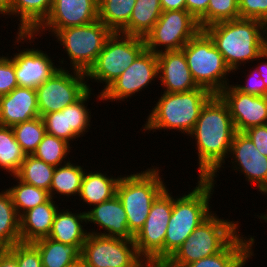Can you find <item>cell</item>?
I'll list each match as a JSON object with an SVG mask.
<instances>
[{
    "label": "cell",
    "mask_w": 267,
    "mask_h": 267,
    "mask_svg": "<svg viewBox=\"0 0 267 267\" xmlns=\"http://www.w3.org/2000/svg\"><path fill=\"white\" fill-rule=\"evenodd\" d=\"M167 187L152 202L143 227L134 236L138 255L146 263H164V238L173 210Z\"/></svg>",
    "instance_id": "obj_10"
},
{
    "label": "cell",
    "mask_w": 267,
    "mask_h": 267,
    "mask_svg": "<svg viewBox=\"0 0 267 267\" xmlns=\"http://www.w3.org/2000/svg\"><path fill=\"white\" fill-rule=\"evenodd\" d=\"M84 221L87 223L86 211L74 214L67 209L62 212L58 210L48 238L66 245H75L81 251L89 234L81 224Z\"/></svg>",
    "instance_id": "obj_25"
},
{
    "label": "cell",
    "mask_w": 267,
    "mask_h": 267,
    "mask_svg": "<svg viewBox=\"0 0 267 267\" xmlns=\"http://www.w3.org/2000/svg\"><path fill=\"white\" fill-rule=\"evenodd\" d=\"M203 30L232 72L245 61L265 59L267 25L258 19L238 18L212 24Z\"/></svg>",
    "instance_id": "obj_2"
},
{
    "label": "cell",
    "mask_w": 267,
    "mask_h": 267,
    "mask_svg": "<svg viewBox=\"0 0 267 267\" xmlns=\"http://www.w3.org/2000/svg\"><path fill=\"white\" fill-rule=\"evenodd\" d=\"M236 133L227 105L213 95L202 107L199 118L189 136L195 137L198 150L199 178L214 180Z\"/></svg>",
    "instance_id": "obj_1"
},
{
    "label": "cell",
    "mask_w": 267,
    "mask_h": 267,
    "mask_svg": "<svg viewBox=\"0 0 267 267\" xmlns=\"http://www.w3.org/2000/svg\"><path fill=\"white\" fill-rule=\"evenodd\" d=\"M143 267H167L164 263H146Z\"/></svg>",
    "instance_id": "obj_49"
},
{
    "label": "cell",
    "mask_w": 267,
    "mask_h": 267,
    "mask_svg": "<svg viewBox=\"0 0 267 267\" xmlns=\"http://www.w3.org/2000/svg\"><path fill=\"white\" fill-rule=\"evenodd\" d=\"M69 149H71L69 142L46 133L32 155L43 160L46 164L57 167L60 166L62 162H68L63 159L69 154Z\"/></svg>",
    "instance_id": "obj_37"
},
{
    "label": "cell",
    "mask_w": 267,
    "mask_h": 267,
    "mask_svg": "<svg viewBox=\"0 0 267 267\" xmlns=\"http://www.w3.org/2000/svg\"><path fill=\"white\" fill-rule=\"evenodd\" d=\"M264 193L267 194V188L263 191L262 194H264ZM260 218H262L266 222L267 221V214L260 216Z\"/></svg>",
    "instance_id": "obj_52"
},
{
    "label": "cell",
    "mask_w": 267,
    "mask_h": 267,
    "mask_svg": "<svg viewBox=\"0 0 267 267\" xmlns=\"http://www.w3.org/2000/svg\"><path fill=\"white\" fill-rule=\"evenodd\" d=\"M98 2L99 0H53L50 14L45 21L33 33L18 32L17 43L19 40L23 42L35 39V34H41L47 29L54 35L60 29L83 26L98 20Z\"/></svg>",
    "instance_id": "obj_14"
},
{
    "label": "cell",
    "mask_w": 267,
    "mask_h": 267,
    "mask_svg": "<svg viewBox=\"0 0 267 267\" xmlns=\"http://www.w3.org/2000/svg\"><path fill=\"white\" fill-rule=\"evenodd\" d=\"M120 177H107L101 172L85 173L81 181L79 196L90 206L98 205L104 201L112 199L116 195V189Z\"/></svg>",
    "instance_id": "obj_26"
},
{
    "label": "cell",
    "mask_w": 267,
    "mask_h": 267,
    "mask_svg": "<svg viewBox=\"0 0 267 267\" xmlns=\"http://www.w3.org/2000/svg\"><path fill=\"white\" fill-rule=\"evenodd\" d=\"M162 11L186 10V0H160Z\"/></svg>",
    "instance_id": "obj_45"
},
{
    "label": "cell",
    "mask_w": 267,
    "mask_h": 267,
    "mask_svg": "<svg viewBox=\"0 0 267 267\" xmlns=\"http://www.w3.org/2000/svg\"><path fill=\"white\" fill-rule=\"evenodd\" d=\"M0 267H19L15 255L8 248L0 254Z\"/></svg>",
    "instance_id": "obj_46"
},
{
    "label": "cell",
    "mask_w": 267,
    "mask_h": 267,
    "mask_svg": "<svg viewBox=\"0 0 267 267\" xmlns=\"http://www.w3.org/2000/svg\"><path fill=\"white\" fill-rule=\"evenodd\" d=\"M84 172L83 167L71 164L70 161L63 166L55 167L49 191L50 197L53 199V194L55 195L56 192L60 195L77 194L79 196Z\"/></svg>",
    "instance_id": "obj_31"
},
{
    "label": "cell",
    "mask_w": 267,
    "mask_h": 267,
    "mask_svg": "<svg viewBox=\"0 0 267 267\" xmlns=\"http://www.w3.org/2000/svg\"><path fill=\"white\" fill-rule=\"evenodd\" d=\"M8 247L0 240V254H2Z\"/></svg>",
    "instance_id": "obj_51"
},
{
    "label": "cell",
    "mask_w": 267,
    "mask_h": 267,
    "mask_svg": "<svg viewBox=\"0 0 267 267\" xmlns=\"http://www.w3.org/2000/svg\"><path fill=\"white\" fill-rule=\"evenodd\" d=\"M18 87L15 64L12 58L0 56V97Z\"/></svg>",
    "instance_id": "obj_40"
},
{
    "label": "cell",
    "mask_w": 267,
    "mask_h": 267,
    "mask_svg": "<svg viewBox=\"0 0 267 267\" xmlns=\"http://www.w3.org/2000/svg\"><path fill=\"white\" fill-rule=\"evenodd\" d=\"M240 18L238 0H210L207 12L198 20V24L204 28L223 21Z\"/></svg>",
    "instance_id": "obj_38"
},
{
    "label": "cell",
    "mask_w": 267,
    "mask_h": 267,
    "mask_svg": "<svg viewBox=\"0 0 267 267\" xmlns=\"http://www.w3.org/2000/svg\"><path fill=\"white\" fill-rule=\"evenodd\" d=\"M158 168L121 177L116 195L127 215L128 230L135 236L146 221L152 202L166 188Z\"/></svg>",
    "instance_id": "obj_6"
},
{
    "label": "cell",
    "mask_w": 267,
    "mask_h": 267,
    "mask_svg": "<svg viewBox=\"0 0 267 267\" xmlns=\"http://www.w3.org/2000/svg\"><path fill=\"white\" fill-rule=\"evenodd\" d=\"M55 167L34 155H26L16 176L23 182L50 191Z\"/></svg>",
    "instance_id": "obj_33"
},
{
    "label": "cell",
    "mask_w": 267,
    "mask_h": 267,
    "mask_svg": "<svg viewBox=\"0 0 267 267\" xmlns=\"http://www.w3.org/2000/svg\"><path fill=\"white\" fill-rule=\"evenodd\" d=\"M240 18L258 19L267 25V0H238Z\"/></svg>",
    "instance_id": "obj_41"
},
{
    "label": "cell",
    "mask_w": 267,
    "mask_h": 267,
    "mask_svg": "<svg viewBox=\"0 0 267 267\" xmlns=\"http://www.w3.org/2000/svg\"><path fill=\"white\" fill-rule=\"evenodd\" d=\"M39 117L36 89L16 87L0 97V125L12 127Z\"/></svg>",
    "instance_id": "obj_21"
},
{
    "label": "cell",
    "mask_w": 267,
    "mask_h": 267,
    "mask_svg": "<svg viewBox=\"0 0 267 267\" xmlns=\"http://www.w3.org/2000/svg\"><path fill=\"white\" fill-rule=\"evenodd\" d=\"M200 30L198 20L187 10L163 11L144 37L145 47L155 54L162 51H179ZM161 45L165 50H158Z\"/></svg>",
    "instance_id": "obj_12"
},
{
    "label": "cell",
    "mask_w": 267,
    "mask_h": 267,
    "mask_svg": "<svg viewBox=\"0 0 267 267\" xmlns=\"http://www.w3.org/2000/svg\"><path fill=\"white\" fill-rule=\"evenodd\" d=\"M162 12L160 0H136L128 24L119 33L144 38Z\"/></svg>",
    "instance_id": "obj_28"
},
{
    "label": "cell",
    "mask_w": 267,
    "mask_h": 267,
    "mask_svg": "<svg viewBox=\"0 0 267 267\" xmlns=\"http://www.w3.org/2000/svg\"><path fill=\"white\" fill-rule=\"evenodd\" d=\"M210 0H186V10L197 20L206 12Z\"/></svg>",
    "instance_id": "obj_44"
},
{
    "label": "cell",
    "mask_w": 267,
    "mask_h": 267,
    "mask_svg": "<svg viewBox=\"0 0 267 267\" xmlns=\"http://www.w3.org/2000/svg\"><path fill=\"white\" fill-rule=\"evenodd\" d=\"M214 215L196 227L164 263L167 267H181L221 252L238 235V223Z\"/></svg>",
    "instance_id": "obj_5"
},
{
    "label": "cell",
    "mask_w": 267,
    "mask_h": 267,
    "mask_svg": "<svg viewBox=\"0 0 267 267\" xmlns=\"http://www.w3.org/2000/svg\"><path fill=\"white\" fill-rule=\"evenodd\" d=\"M52 198L26 211L20 217V237L22 243L48 237L56 212L59 210Z\"/></svg>",
    "instance_id": "obj_23"
},
{
    "label": "cell",
    "mask_w": 267,
    "mask_h": 267,
    "mask_svg": "<svg viewBox=\"0 0 267 267\" xmlns=\"http://www.w3.org/2000/svg\"><path fill=\"white\" fill-rule=\"evenodd\" d=\"M91 88L75 103L66 106L63 110L43 115L46 133L61 138L67 142L83 136L90 127L89 112L85 104L90 98ZM84 132V133H83Z\"/></svg>",
    "instance_id": "obj_17"
},
{
    "label": "cell",
    "mask_w": 267,
    "mask_h": 267,
    "mask_svg": "<svg viewBox=\"0 0 267 267\" xmlns=\"http://www.w3.org/2000/svg\"><path fill=\"white\" fill-rule=\"evenodd\" d=\"M26 154L16 141L12 127L0 125V168L15 176Z\"/></svg>",
    "instance_id": "obj_34"
},
{
    "label": "cell",
    "mask_w": 267,
    "mask_h": 267,
    "mask_svg": "<svg viewBox=\"0 0 267 267\" xmlns=\"http://www.w3.org/2000/svg\"><path fill=\"white\" fill-rule=\"evenodd\" d=\"M244 133L252 140L257 150L267 157V124L251 127Z\"/></svg>",
    "instance_id": "obj_43"
},
{
    "label": "cell",
    "mask_w": 267,
    "mask_h": 267,
    "mask_svg": "<svg viewBox=\"0 0 267 267\" xmlns=\"http://www.w3.org/2000/svg\"><path fill=\"white\" fill-rule=\"evenodd\" d=\"M136 0H99L98 20L112 32H120L129 22Z\"/></svg>",
    "instance_id": "obj_30"
},
{
    "label": "cell",
    "mask_w": 267,
    "mask_h": 267,
    "mask_svg": "<svg viewBox=\"0 0 267 267\" xmlns=\"http://www.w3.org/2000/svg\"><path fill=\"white\" fill-rule=\"evenodd\" d=\"M86 73L60 67L49 79L36 88L39 116L63 110L75 103L88 90Z\"/></svg>",
    "instance_id": "obj_13"
},
{
    "label": "cell",
    "mask_w": 267,
    "mask_h": 267,
    "mask_svg": "<svg viewBox=\"0 0 267 267\" xmlns=\"http://www.w3.org/2000/svg\"><path fill=\"white\" fill-rule=\"evenodd\" d=\"M214 181L199 178L198 185L187 195L173 198V210L164 238V263L186 241L188 236L211 214L209 209Z\"/></svg>",
    "instance_id": "obj_3"
},
{
    "label": "cell",
    "mask_w": 267,
    "mask_h": 267,
    "mask_svg": "<svg viewBox=\"0 0 267 267\" xmlns=\"http://www.w3.org/2000/svg\"><path fill=\"white\" fill-rule=\"evenodd\" d=\"M158 79L157 54L145 49L135 61L115 79L101 94L99 100L127 99L146 88L154 78Z\"/></svg>",
    "instance_id": "obj_15"
},
{
    "label": "cell",
    "mask_w": 267,
    "mask_h": 267,
    "mask_svg": "<svg viewBox=\"0 0 267 267\" xmlns=\"http://www.w3.org/2000/svg\"><path fill=\"white\" fill-rule=\"evenodd\" d=\"M32 244L39 250L43 267H68L81 259V251L75 245H66L48 237Z\"/></svg>",
    "instance_id": "obj_29"
},
{
    "label": "cell",
    "mask_w": 267,
    "mask_h": 267,
    "mask_svg": "<svg viewBox=\"0 0 267 267\" xmlns=\"http://www.w3.org/2000/svg\"><path fill=\"white\" fill-rule=\"evenodd\" d=\"M113 32L100 20L58 30L54 36L63 45L73 70L87 73Z\"/></svg>",
    "instance_id": "obj_9"
},
{
    "label": "cell",
    "mask_w": 267,
    "mask_h": 267,
    "mask_svg": "<svg viewBox=\"0 0 267 267\" xmlns=\"http://www.w3.org/2000/svg\"><path fill=\"white\" fill-rule=\"evenodd\" d=\"M212 96L213 94L203 87L188 92H163L148 115L146 119L148 121L143 130L174 129L189 135L199 118L202 107Z\"/></svg>",
    "instance_id": "obj_4"
},
{
    "label": "cell",
    "mask_w": 267,
    "mask_h": 267,
    "mask_svg": "<svg viewBox=\"0 0 267 267\" xmlns=\"http://www.w3.org/2000/svg\"><path fill=\"white\" fill-rule=\"evenodd\" d=\"M53 0H13L11 15L20 16L19 33H33L49 16Z\"/></svg>",
    "instance_id": "obj_27"
},
{
    "label": "cell",
    "mask_w": 267,
    "mask_h": 267,
    "mask_svg": "<svg viewBox=\"0 0 267 267\" xmlns=\"http://www.w3.org/2000/svg\"><path fill=\"white\" fill-rule=\"evenodd\" d=\"M8 249L15 255L19 267H43L39 250L32 243H17Z\"/></svg>",
    "instance_id": "obj_39"
},
{
    "label": "cell",
    "mask_w": 267,
    "mask_h": 267,
    "mask_svg": "<svg viewBox=\"0 0 267 267\" xmlns=\"http://www.w3.org/2000/svg\"><path fill=\"white\" fill-rule=\"evenodd\" d=\"M236 170L244 173L246 180L256 183L262 193L267 188V157L261 154L252 140L244 132H236L231 143L229 155ZM234 158V159H233ZM239 166V167H238Z\"/></svg>",
    "instance_id": "obj_18"
},
{
    "label": "cell",
    "mask_w": 267,
    "mask_h": 267,
    "mask_svg": "<svg viewBox=\"0 0 267 267\" xmlns=\"http://www.w3.org/2000/svg\"><path fill=\"white\" fill-rule=\"evenodd\" d=\"M25 50L11 57L15 64L18 87L36 89L60 68L43 51L33 48Z\"/></svg>",
    "instance_id": "obj_19"
},
{
    "label": "cell",
    "mask_w": 267,
    "mask_h": 267,
    "mask_svg": "<svg viewBox=\"0 0 267 267\" xmlns=\"http://www.w3.org/2000/svg\"><path fill=\"white\" fill-rule=\"evenodd\" d=\"M218 96L227 105L236 132L267 124V96L246 94L229 84Z\"/></svg>",
    "instance_id": "obj_16"
},
{
    "label": "cell",
    "mask_w": 267,
    "mask_h": 267,
    "mask_svg": "<svg viewBox=\"0 0 267 267\" xmlns=\"http://www.w3.org/2000/svg\"><path fill=\"white\" fill-rule=\"evenodd\" d=\"M68 267H88L81 259Z\"/></svg>",
    "instance_id": "obj_50"
},
{
    "label": "cell",
    "mask_w": 267,
    "mask_h": 267,
    "mask_svg": "<svg viewBox=\"0 0 267 267\" xmlns=\"http://www.w3.org/2000/svg\"><path fill=\"white\" fill-rule=\"evenodd\" d=\"M254 240L252 236L246 240L238 234L221 252L181 267H243L254 255Z\"/></svg>",
    "instance_id": "obj_24"
},
{
    "label": "cell",
    "mask_w": 267,
    "mask_h": 267,
    "mask_svg": "<svg viewBox=\"0 0 267 267\" xmlns=\"http://www.w3.org/2000/svg\"><path fill=\"white\" fill-rule=\"evenodd\" d=\"M265 58L267 59V50L265 51ZM260 73V77L263 79L265 86L267 87V62H261V65L256 67Z\"/></svg>",
    "instance_id": "obj_48"
},
{
    "label": "cell",
    "mask_w": 267,
    "mask_h": 267,
    "mask_svg": "<svg viewBox=\"0 0 267 267\" xmlns=\"http://www.w3.org/2000/svg\"><path fill=\"white\" fill-rule=\"evenodd\" d=\"M181 50L198 87L218 95L229 84L226 74L231 73V70L204 30H200Z\"/></svg>",
    "instance_id": "obj_7"
},
{
    "label": "cell",
    "mask_w": 267,
    "mask_h": 267,
    "mask_svg": "<svg viewBox=\"0 0 267 267\" xmlns=\"http://www.w3.org/2000/svg\"><path fill=\"white\" fill-rule=\"evenodd\" d=\"M13 0H0V14L11 15V7Z\"/></svg>",
    "instance_id": "obj_47"
},
{
    "label": "cell",
    "mask_w": 267,
    "mask_h": 267,
    "mask_svg": "<svg viewBox=\"0 0 267 267\" xmlns=\"http://www.w3.org/2000/svg\"><path fill=\"white\" fill-rule=\"evenodd\" d=\"M87 222L98 224L105 233L88 232L91 234L134 240L128 230L127 215L120 199L115 195L112 199L95 205L86 212Z\"/></svg>",
    "instance_id": "obj_22"
},
{
    "label": "cell",
    "mask_w": 267,
    "mask_h": 267,
    "mask_svg": "<svg viewBox=\"0 0 267 267\" xmlns=\"http://www.w3.org/2000/svg\"><path fill=\"white\" fill-rule=\"evenodd\" d=\"M16 141L26 155H32L46 134L42 118L39 116L27 122L12 126Z\"/></svg>",
    "instance_id": "obj_36"
},
{
    "label": "cell",
    "mask_w": 267,
    "mask_h": 267,
    "mask_svg": "<svg viewBox=\"0 0 267 267\" xmlns=\"http://www.w3.org/2000/svg\"><path fill=\"white\" fill-rule=\"evenodd\" d=\"M158 78L161 86L164 85L166 93L188 92L197 89L194 82L184 52L162 51L157 54Z\"/></svg>",
    "instance_id": "obj_20"
},
{
    "label": "cell",
    "mask_w": 267,
    "mask_h": 267,
    "mask_svg": "<svg viewBox=\"0 0 267 267\" xmlns=\"http://www.w3.org/2000/svg\"><path fill=\"white\" fill-rule=\"evenodd\" d=\"M145 49L143 37L113 32L86 77L106 84L101 94Z\"/></svg>",
    "instance_id": "obj_8"
},
{
    "label": "cell",
    "mask_w": 267,
    "mask_h": 267,
    "mask_svg": "<svg viewBox=\"0 0 267 267\" xmlns=\"http://www.w3.org/2000/svg\"><path fill=\"white\" fill-rule=\"evenodd\" d=\"M13 177L17 178L16 180L19 181L17 182L18 185H15L7 190L12 197L14 207L19 217L26 211L47 202L51 198L49 191L25 183L16 175Z\"/></svg>",
    "instance_id": "obj_35"
},
{
    "label": "cell",
    "mask_w": 267,
    "mask_h": 267,
    "mask_svg": "<svg viewBox=\"0 0 267 267\" xmlns=\"http://www.w3.org/2000/svg\"><path fill=\"white\" fill-rule=\"evenodd\" d=\"M131 248V249H130ZM88 267H143L134 240L89 233L81 250Z\"/></svg>",
    "instance_id": "obj_11"
},
{
    "label": "cell",
    "mask_w": 267,
    "mask_h": 267,
    "mask_svg": "<svg viewBox=\"0 0 267 267\" xmlns=\"http://www.w3.org/2000/svg\"><path fill=\"white\" fill-rule=\"evenodd\" d=\"M0 240L7 247L21 242L19 216L7 189L0 192Z\"/></svg>",
    "instance_id": "obj_32"
},
{
    "label": "cell",
    "mask_w": 267,
    "mask_h": 267,
    "mask_svg": "<svg viewBox=\"0 0 267 267\" xmlns=\"http://www.w3.org/2000/svg\"><path fill=\"white\" fill-rule=\"evenodd\" d=\"M248 76V82L246 81L244 86L239 84L235 85L234 87L246 94L267 96V87L265 86L263 79L260 77L258 70L255 68Z\"/></svg>",
    "instance_id": "obj_42"
}]
</instances>
